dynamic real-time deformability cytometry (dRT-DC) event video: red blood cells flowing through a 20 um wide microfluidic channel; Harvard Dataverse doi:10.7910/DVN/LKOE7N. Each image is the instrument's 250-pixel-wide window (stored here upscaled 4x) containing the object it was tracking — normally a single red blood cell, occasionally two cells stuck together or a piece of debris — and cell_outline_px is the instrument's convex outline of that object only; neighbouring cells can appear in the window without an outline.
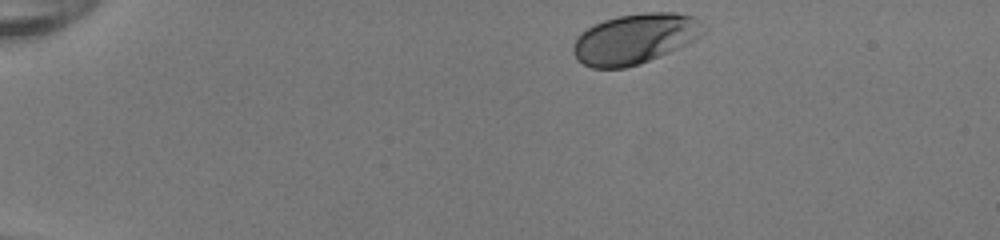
{"species": "human", "species_latin": "Homo sapiens", "temperature_condition": "room temperature", "stored_images_in_passage": 42, "camera_frame_rate_fps": 3000, "um_per_image_px": 0.085, "donor": {"sex": "female"}, "frame": {"image": 1, "passage_image": 1, "time_ms": 0.0, "image_size_px": [1000, 240], "cell_outline_px": [[680, 16], [676, 28], [644, 60], [636, 64], [616, 68], [600, 68], [588, 64], [580, 60], [576, 56], [576, 44], [580, 36], [584, 32], [608, 20], [624, 16]], "centroid_in_image_um": [53.04, 3.43], "position_along_channel_um": 32.0, "area_um2": 27.57}}
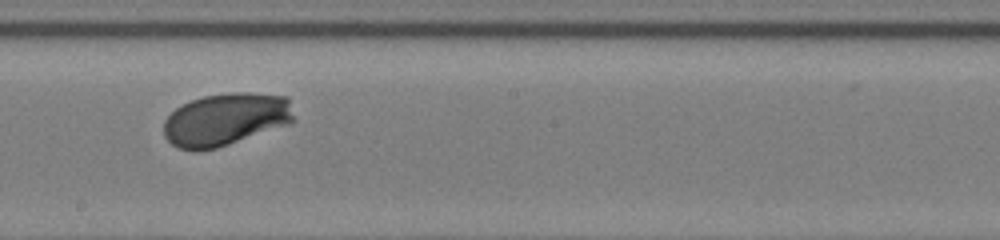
{"frame": {"image": 2, "passage_image": 22, "time_ms": 7.0, "image_size_px": [1000, 240], "cell_outline_px": [[288, 120], [212, 148], [184, 148], [176, 144], [168, 136], [168, 120], [180, 108], [196, 100], [212, 96], [268, 96], [284, 100], [288, 116]], "centroid_in_image_um": [19.03, 10.17], "position_along_channel_um": 229.2, "area_um2": 33.52}}
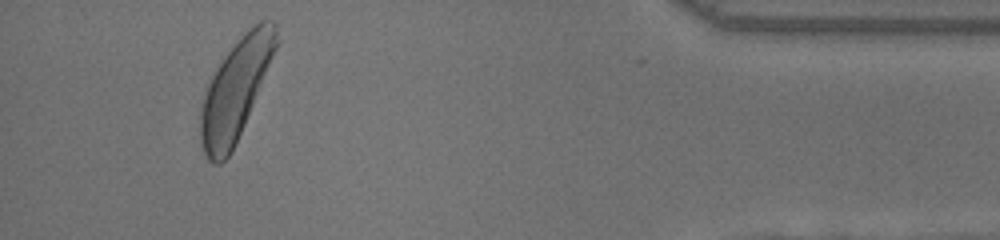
{"frame": {"image": 3, "passage_image": 39, "time_ms": 12.667, "image_size_px": [1000, 240], "cell_outline_px": [[272, 48], [244, 120], [236, 140], [232, 148], [224, 156], [212, 160], [208, 156], [204, 144], [204, 104], [208, 92], [220, 68], [228, 56], [244, 36], [248, 32]], "centroid_in_image_um": [19.8, 8.05], "position_along_channel_um": 415.4, "area_um2": 33.47}, "authors_computed_cell_mechanics": {"area_um2": 32.5414, "velocity_mm_per_s": 4.1111, "shape_relaxation_time_tau1_ms": 1.5012, "shape_relaxation_time_tau2_ms": null, "deformation_change_tau1": 0.1133, "deformation_change_tau2": null}}